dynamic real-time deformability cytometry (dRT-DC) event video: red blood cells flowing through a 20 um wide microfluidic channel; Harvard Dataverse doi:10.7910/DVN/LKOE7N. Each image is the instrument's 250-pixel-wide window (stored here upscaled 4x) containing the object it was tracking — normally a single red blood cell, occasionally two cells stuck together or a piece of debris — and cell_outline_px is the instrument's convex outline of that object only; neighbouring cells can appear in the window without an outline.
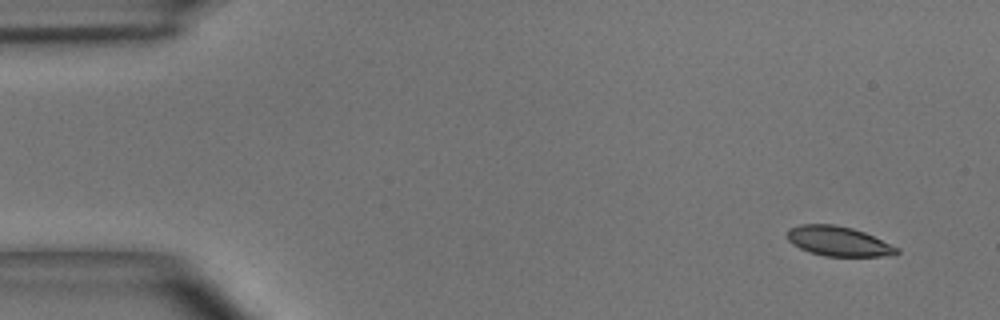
{"species": "common noctule bat (a hibernating species)", "species_latin": "Nyctalus noctula", "temperature_condition": "room temperature", "stored_images_in_passage": 3, "camera_frame_rate_fps": 3000, "um_per_image_px": 0.085, "animal": {"sex": "male", "body_mass_g": 15.6}, "frame": {"image": 1, "passage_image": 1, "time_ms": 0.0, "image_size_px": [1000, 320], "cell_outline_px": [[900, 252], [892, 256], [824, 256], [800, 248], [792, 244], [788, 240], [788, 228], [800, 224], [832, 224], [852, 228], [864, 232], [900, 248]], "centroid_in_image_um": [71.29, 20.5], "position_along_channel_um": 13.7, "area_um2": 18.96}}
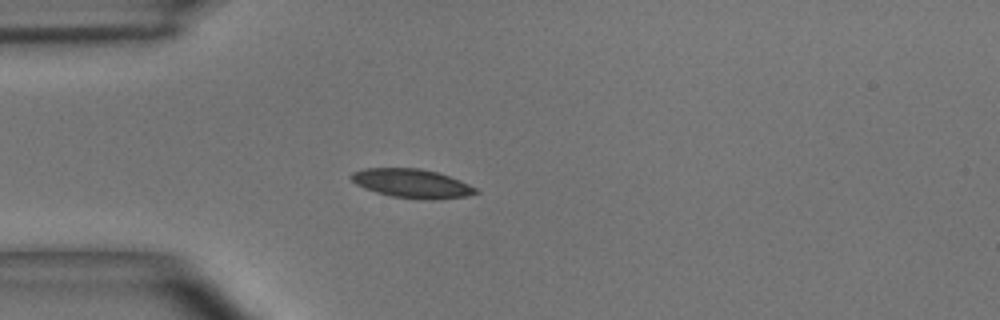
{"frame": {"image": 2, "passage_image": 3, "time_ms": 0.667, "image_size_px": [1000, 320], "cell_outline_px": [[480, 192], [468, 196], [432, 200], [420, 200], [392, 196], [376, 192], [364, 188], [356, 184], [348, 176], [352, 172], [364, 168], [420, 168], [436, 172], [460, 180], [476, 188]], "centroid_in_image_um": [35.0, 15.6], "position_along_channel_um": 50.0, "area_um2": 21.1}}